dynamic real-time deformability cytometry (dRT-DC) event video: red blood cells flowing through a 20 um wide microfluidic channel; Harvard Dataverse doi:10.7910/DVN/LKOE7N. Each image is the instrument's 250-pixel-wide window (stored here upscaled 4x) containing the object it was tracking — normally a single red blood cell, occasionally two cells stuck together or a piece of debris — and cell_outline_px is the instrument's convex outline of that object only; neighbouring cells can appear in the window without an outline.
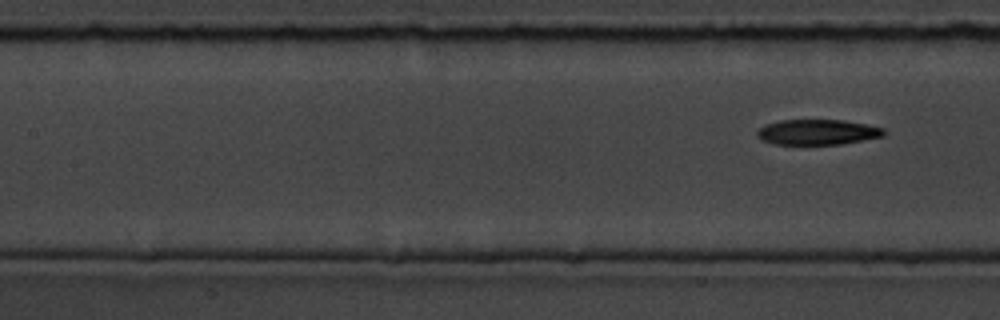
{"species": "common noctule bat (a hibernating species)", "species_latin": "Nyctalus noctula", "temperature_condition": "room temperature", "stored_images_in_passage": 10, "segment_of_instrument_passage": [2, 2], "camera_frame_rate_fps": 3000, "um_per_image_px": 0.085, "animal": {"sex": "male", "body_mass_g": 19.5, "forearm_length_mm": 54.6}, "frame": {"image": 1, "passage_image": 10, "time_ms": 11.0, "image_size_px": [1000, 320], "cell_outline_px": [[884, 136], [840, 144], [776, 144], [760, 140], [756, 136], [756, 132], [764, 124], [780, 120], [844, 120], [868, 124], [884, 128]], "centroid_in_image_um": [69.46, 11.22], "position_along_channel_um": 137.9, "area_um2": 18.79}}